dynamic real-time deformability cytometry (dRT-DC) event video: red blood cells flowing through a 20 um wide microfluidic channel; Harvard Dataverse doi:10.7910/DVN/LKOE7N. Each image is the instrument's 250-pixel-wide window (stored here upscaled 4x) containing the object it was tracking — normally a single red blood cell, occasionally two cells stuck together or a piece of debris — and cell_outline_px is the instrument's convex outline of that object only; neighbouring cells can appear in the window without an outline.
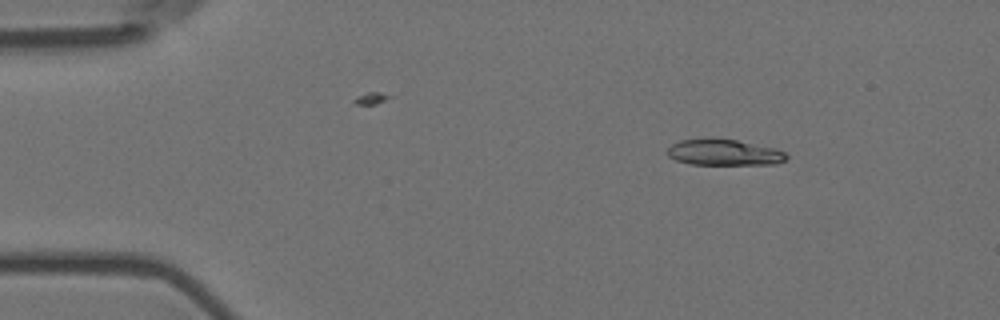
{"species": "Egyptian fruit bat (a non-hibernating species)", "species_latin": "Rousettus aegyptiacus", "temperature_condition": "room temperature", "stored_images_in_passage": 49, "camera_frame_rate_fps": 3000, "um_per_image_px": 0.085, "animal": {"sex": "female"}, "frame": {"image": 1, "passage_image": 1, "time_ms": 0.0, "image_size_px": [1000, 320], "cell_outline_px": [[788, 156], [784, 160], [776, 164], [692, 164], [676, 160], [668, 156], [664, 152], [672, 144], [680, 140], [708, 136], [736, 140], [776, 148], [784, 152]], "centroid_in_image_um": [61.48, 12.92], "position_along_channel_um": 23.5, "area_um2": 18.44}}
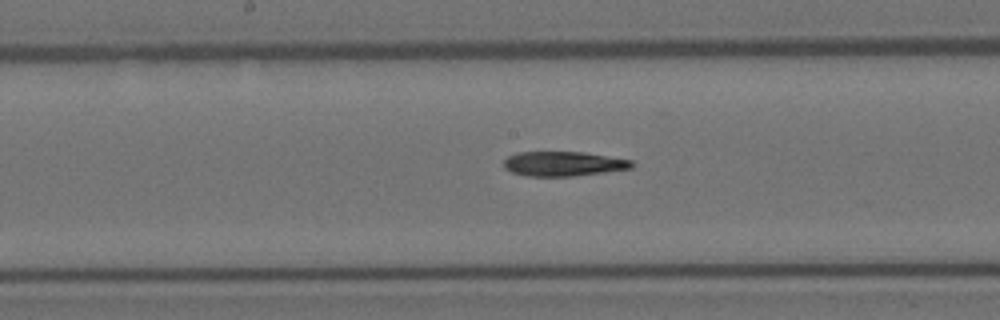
{"frame": {"image": 2, "passage_image": 22, "time_ms": 7.0, "image_size_px": [1000, 320], "cell_outline_px": [[636, 164], [632, 168], [576, 176], [528, 176], [512, 172], [504, 168], [504, 160], [508, 156], [516, 152], [584, 152], [632, 160]], "centroid_in_image_um": [47.9, 13.92], "position_along_channel_um": 200.3, "area_um2": 18.44}}
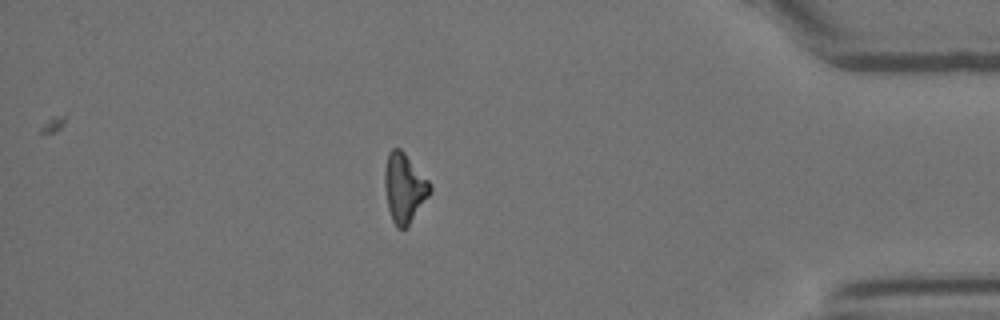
{"frame": {"image": 3, "passage_image": 42, "time_ms": 13.667, "image_size_px": [1000, 320], "cell_outline_px": [[432, 192], [408, 228], [396, 228], [392, 220], [388, 208], [384, 184], [384, 168], [388, 152], [392, 148], [400, 148], [404, 152], [432, 184]], "centroid_in_image_um": [34.38, 15.99], "position_along_channel_um": 400.8, "area_um2": 18.67}}